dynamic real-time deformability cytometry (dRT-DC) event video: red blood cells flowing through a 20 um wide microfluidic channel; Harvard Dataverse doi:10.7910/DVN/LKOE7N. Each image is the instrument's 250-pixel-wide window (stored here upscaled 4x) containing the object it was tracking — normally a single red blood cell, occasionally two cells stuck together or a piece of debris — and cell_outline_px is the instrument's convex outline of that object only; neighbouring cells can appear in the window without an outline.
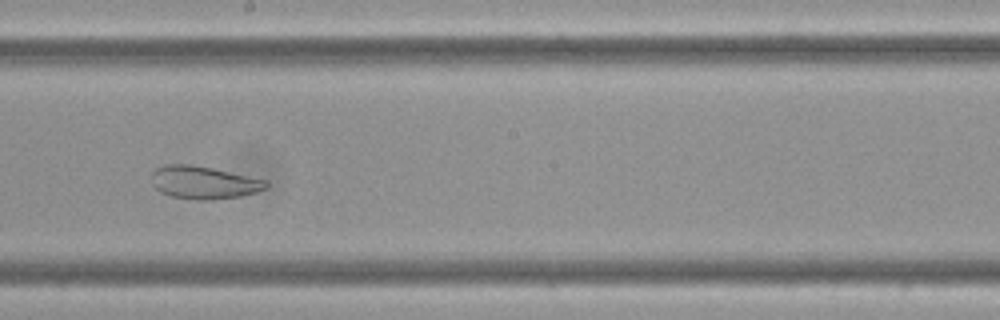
{"species": "Egyptian fruit bat (a non-hibernating species)", "species_latin": "Rousettus aegyptiacus", "temperature_condition": "cold", "stored_images_in_passage": 14, "camera_frame_rate_fps": 3000, "um_per_image_px": 0.085, "frame": {"image": 1, "passage_image": 8, "time_ms": 2.333, "image_size_px": [1000, 320], "cell_outline_px": [[268, 188], [256, 192], [240, 196], [212, 200], [196, 200], [172, 196], [160, 192], [152, 184], [152, 172], [156, 168], [168, 164], [192, 164], [212, 168], [268, 180]], "centroid_in_image_um": [17.33, 15.51], "position_along_channel_um": 230.9, "area_um2": 21.96}}
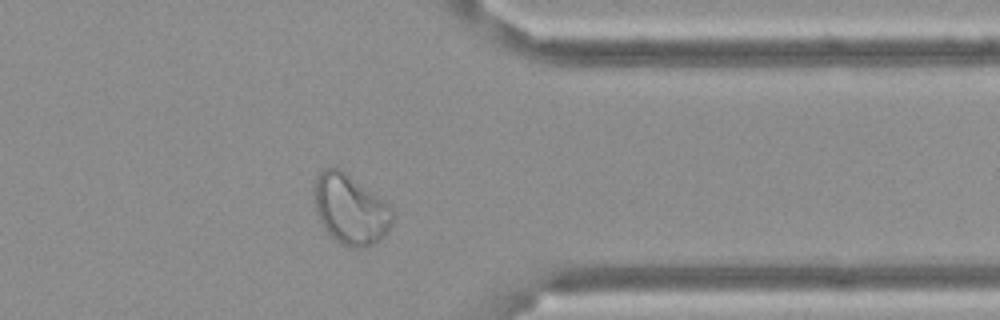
{"frame": {"image": 2, "passage_image": 12, "time_ms": 3.667, "image_size_px": [1000, 320], "cell_outline_px": [[392, 220], [384, 236], [376, 244], [364, 248], [352, 248], [340, 244], [328, 232], [316, 216], [312, 192], [312, 188], [316, 176], [324, 168], [340, 168], [384, 200], [388, 204], [392, 212]], "centroid_in_image_um": [29.73, 17.79], "position_along_channel_um": 381.7, "area_um2": 32.19}}